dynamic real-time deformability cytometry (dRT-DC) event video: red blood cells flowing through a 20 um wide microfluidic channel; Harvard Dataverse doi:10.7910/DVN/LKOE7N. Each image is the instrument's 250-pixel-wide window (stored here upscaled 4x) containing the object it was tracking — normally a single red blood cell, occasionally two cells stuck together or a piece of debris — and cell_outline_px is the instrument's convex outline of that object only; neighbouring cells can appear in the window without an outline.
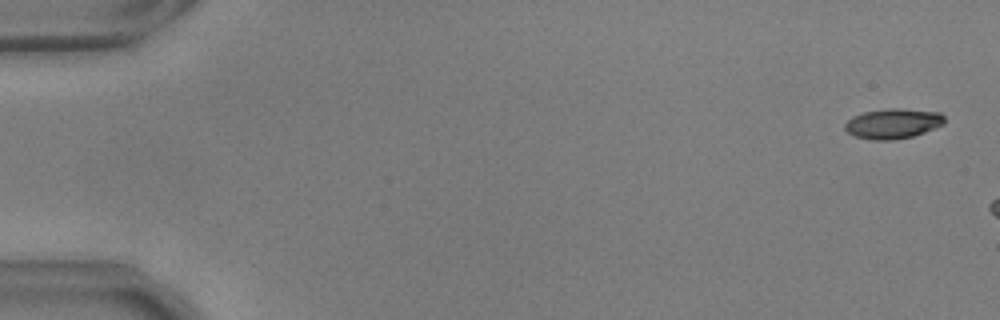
{"species": "common noctule bat (a hibernating species)", "species_latin": "Nyctalus noctula", "temperature_condition": "warm", "stored_images_in_passage": 7, "camera_frame_rate_fps": 3000, "um_per_image_px": 0.085, "animal": {"sex": "male", "body_mass_g": 17.9, "forearm_length_mm": 54.2}, "frame": {"image": 1, "passage_image": 2, "time_ms": 0.333, "image_size_px": [1000, 320], "cell_outline_px": [[944, 124], [936, 128], [912, 136], [892, 140], [872, 140], [856, 136], [848, 132], [844, 128], [844, 124], [852, 116], [864, 112], [888, 108], [900, 108], [940, 112], [944, 116]], "centroid_in_image_um": [75.91, 10.49], "position_along_channel_um": 9.1, "area_um2": 17.46}}